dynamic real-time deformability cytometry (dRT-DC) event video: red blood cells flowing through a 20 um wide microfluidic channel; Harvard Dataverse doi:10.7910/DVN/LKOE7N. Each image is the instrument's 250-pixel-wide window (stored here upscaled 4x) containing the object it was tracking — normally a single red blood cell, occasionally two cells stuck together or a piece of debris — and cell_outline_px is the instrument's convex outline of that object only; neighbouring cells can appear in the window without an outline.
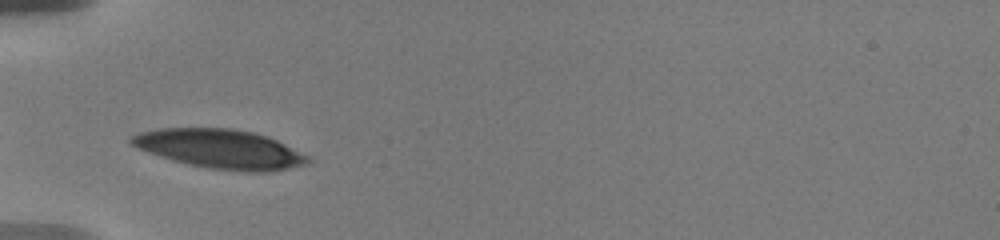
{"species": "human", "species_latin": "Homo sapiens", "temperature_condition": "warm", "stored_images_in_passage": 35, "camera_frame_rate_fps": 3000, "um_per_image_px": 0.085, "donor": {"sex": "male"}, "frame": {"image": 1, "passage_image": 4, "time_ms": 2.333, "image_size_px": [1000, 240], "cell_outline_px": [[308, 160], [304, 164], [288, 168], [264, 172], [248, 172], [208, 168], [160, 156], [136, 148], [128, 140], [132, 136], [140, 132], [156, 128], [232, 128], [252, 132], [268, 136], [308, 156]], "centroid_in_image_um": [18.67, 12.64], "position_along_channel_um": 66.3, "area_um2": 39.71}}
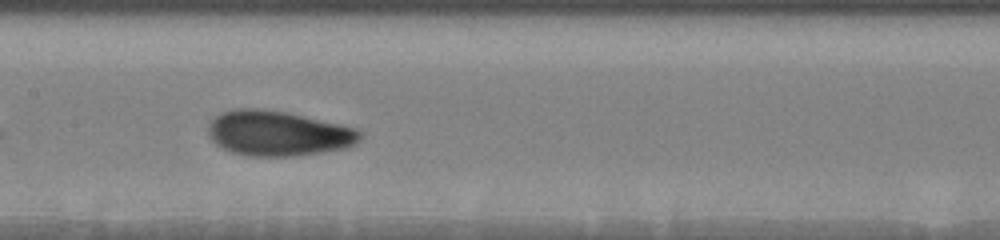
{"frame": {"image": 2, "passage_image": 11, "time_ms": 5.667, "image_size_px": [1000, 240], "cell_outline_px": [[364, 132], [360, 140], [356, 144], [348, 148], [324, 152], [292, 156], [248, 156], [232, 152], [220, 148], [208, 136], [208, 124], [220, 112], [236, 108], [260, 108], [284, 112], [340, 124], [356, 128]], "centroid_in_image_um": [23.64, 11.34], "position_along_channel_um": 183.8, "area_um2": 40.23}}
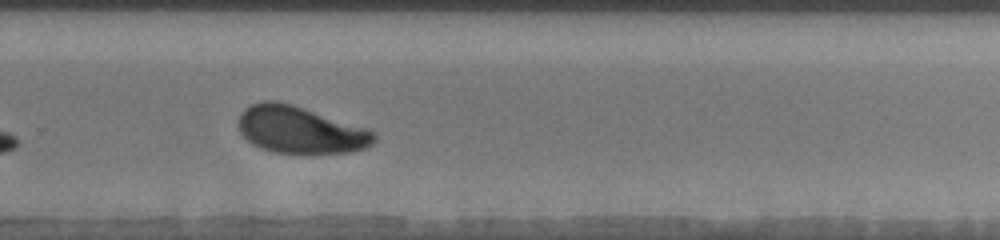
{"frame": {"image": 3, "passage_image": 19, "time_ms": 9.0, "image_size_px": [1000, 240], "cell_outline_px": [[376, 140], [372, 144], [364, 148], [348, 152], [272, 152], [260, 148], [252, 144], [240, 132], [236, 124], [240, 112], [244, 108], [260, 100], [276, 100], [292, 104], [368, 128], [376, 132]], "centroid_in_image_um": [25.48, 11.01], "position_along_channel_um": 304.3, "area_um2": 37.28}, "authors_computed_cell_mechanics": {"area_um2": 38.8416, "velocity_mm_per_s": 3.627, "shape_relaxation_time_tau1_ms": 3.1476, "shape_relaxation_time_tau2_ms": 2.0371, "deformation_change_tau1": 0.1372, "deformation_change_tau2": 0.0737}}